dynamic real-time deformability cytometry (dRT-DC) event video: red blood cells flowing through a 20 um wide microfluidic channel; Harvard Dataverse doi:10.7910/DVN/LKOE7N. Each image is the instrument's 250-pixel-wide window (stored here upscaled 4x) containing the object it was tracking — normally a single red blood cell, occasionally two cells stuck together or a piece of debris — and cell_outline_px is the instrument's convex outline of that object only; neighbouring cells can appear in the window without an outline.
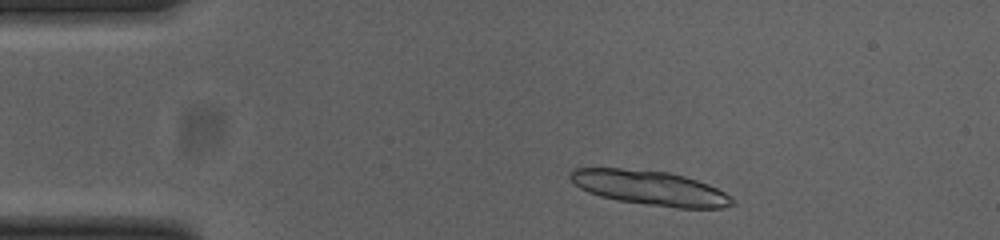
{"species": "common noctule bat (a hibernating species)", "species_latin": "Nyctalus noctula", "temperature_condition": "cold", "stored_images_in_passage": 19, "camera_frame_rate_fps": 3000, "um_per_image_px": 0.085, "animal": {"sex": "female", "body_mass_g": 23.0, "forearm_length_mm": 53.4}, "frame": {"image": 1, "passage_image": 4, "time_ms": 1.0, "image_size_px": [1000, 240], "cell_outline_px": [[736, 204], [720, 208], [676, 208], [616, 200], [600, 196], [588, 192], [580, 188], [568, 176], [572, 168], [620, 168], [668, 172], [684, 176], [708, 184], [724, 192]], "centroid_in_image_um": [55.22, 15.97], "position_along_channel_um": 29.8, "area_um2": 32.43}}